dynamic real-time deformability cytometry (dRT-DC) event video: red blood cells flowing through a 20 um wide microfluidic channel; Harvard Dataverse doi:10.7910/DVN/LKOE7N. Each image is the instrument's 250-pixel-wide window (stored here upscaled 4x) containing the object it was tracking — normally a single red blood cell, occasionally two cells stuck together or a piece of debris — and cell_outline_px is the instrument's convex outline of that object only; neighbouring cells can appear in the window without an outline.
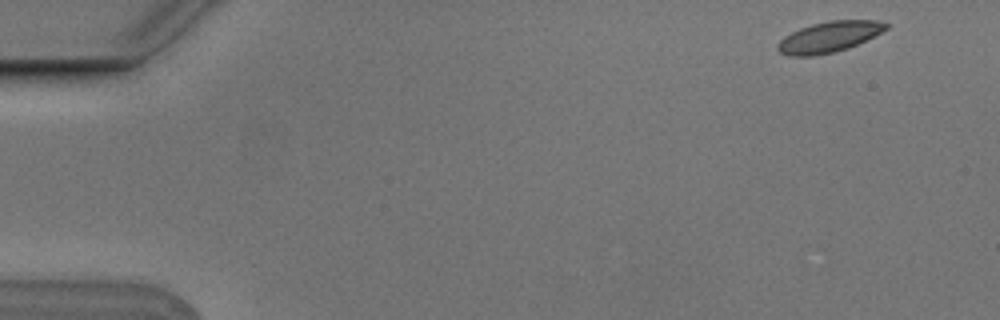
{"species": "Egyptian fruit bat (a non-hibernating species)", "species_latin": "Rousettus aegyptiacus", "temperature_condition": "cold", "stored_images_in_passage": 4, "camera_frame_rate_fps": 3000, "um_per_image_px": 0.085, "animal": {"sex": "male"}, "frame": {"image": 1, "passage_image": 1, "time_ms": 0.0, "image_size_px": [1000, 320], "cell_outline_px": [[888, 28], [848, 48], [832, 52], [812, 56], [788, 56], [780, 52], [776, 48], [776, 44], [784, 36], [800, 28], [812, 24], [828, 20], [876, 20], [888, 24]], "centroid_in_image_um": [70.41, 3.13], "position_along_channel_um": 14.6, "area_um2": 19.19}}